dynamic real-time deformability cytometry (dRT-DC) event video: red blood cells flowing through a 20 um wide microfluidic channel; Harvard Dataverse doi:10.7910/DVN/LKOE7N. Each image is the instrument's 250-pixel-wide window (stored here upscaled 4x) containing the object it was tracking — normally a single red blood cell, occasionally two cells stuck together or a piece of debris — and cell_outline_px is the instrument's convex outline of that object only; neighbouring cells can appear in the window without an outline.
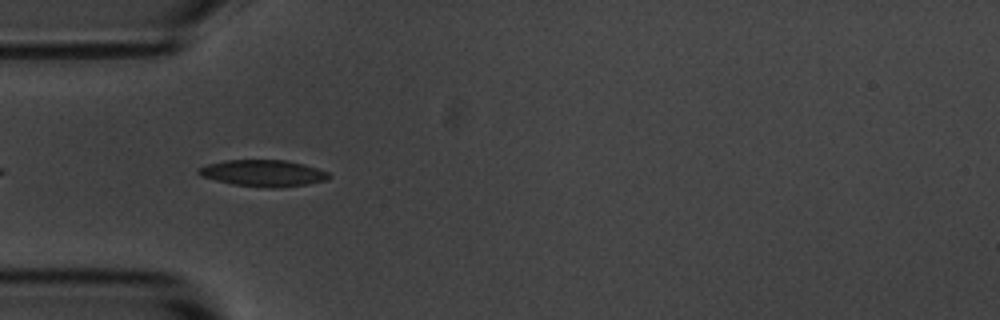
{"species": "common noctule bat (a hibernating species)", "species_latin": "Nyctalus noctula", "temperature_condition": "room temperature", "stored_images_in_passage": 12, "camera_frame_rate_fps": 3000, "um_per_image_px": 0.085, "animal": {"sex": "male", "body_mass_g": 20.1, "forearm_length_mm": 53.5}, "frame": {"image": 1, "passage_image": 4, "time_ms": 1.0, "image_size_px": [1000, 320], "cell_outline_px": [[332, 176], [328, 180], [304, 184], [272, 188], [268, 188], [232, 184], [200, 176], [196, 172], [196, 168], [208, 164], [224, 160], [284, 160], [304, 164], [328, 172]], "centroid_in_image_um": [22.34, 14.71], "position_along_channel_um": 62.7, "area_um2": 20.11}}